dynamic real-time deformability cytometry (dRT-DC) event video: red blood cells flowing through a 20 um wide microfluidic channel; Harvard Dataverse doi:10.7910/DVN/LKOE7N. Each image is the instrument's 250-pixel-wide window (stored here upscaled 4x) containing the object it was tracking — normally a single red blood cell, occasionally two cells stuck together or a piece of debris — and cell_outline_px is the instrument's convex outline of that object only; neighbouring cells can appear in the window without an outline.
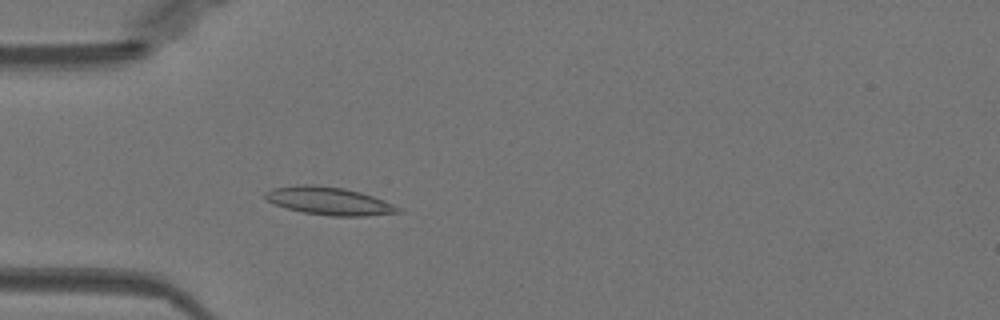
{"species": "Egyptian fruit bat (a non-hibernating species)", "species_latin": "Rousettus aegyptiacus", "temperature_condition": "warm", "stored_images_in_passage": 52, "camera_frame_rate_fps": 3000, "um_per_image_px": 0.085, "animal": {"sex": "female"}, "frame": {"image": 1, "passage_image": 15, "time_ms": 4.667, "image_size_px": [1000, 320], "cell_outline_px": [[400, 212], [364, 216], [328, 216], [304, 212], [288, 208], [276, 204], [268, 200], [264, 196], [264, 192], [276, 188], [304, 184], [312, 184], [344, 188], [360, 192], [384, 200], [400, 208]], "centroid_in_image_um": [27.98, 17.08], "position_along_channel_um": 57.0, "area_um2": 21.21}}
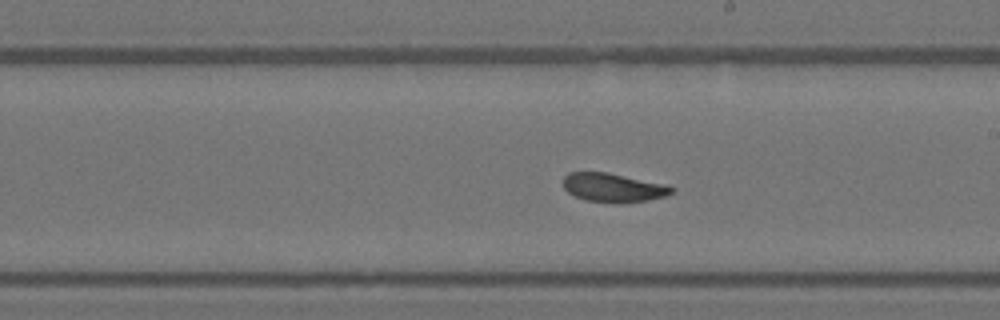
{"frame": {"image": 2, "passage_image": 29, "time_ms": 9.333, "image_size_px": [1000, 320], "cell_outline_px": [[676, 188], [672, 192], [664, 196], [648, 200], [620, 204], [588, 200], [576, 196], [568, 192], [564, 188], [564, 176], [568, 172], [608, 172], [668, 184]], "centroid_in_image_um": [52.17, 15.94], "position_along_channel_um": 236.8, "area_um2": 18.38}}
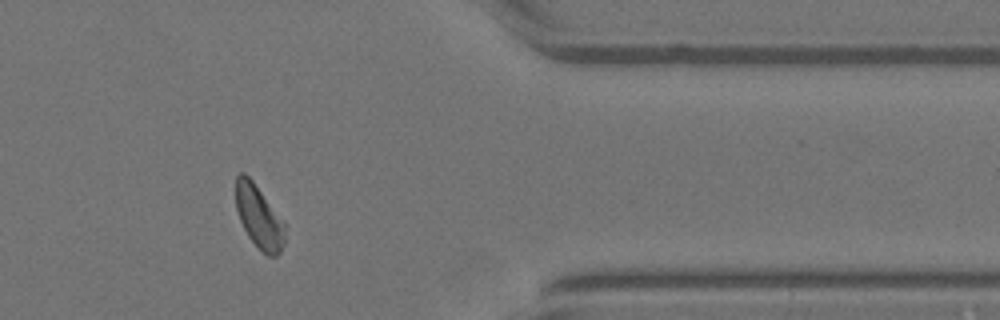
{"frame": {"image": 3, "passage_image": 42, "time_ms": 13.667, "image_size_px": [1000, 320], "cell_outline_px": [[284, 244], [280, 252], [276, 256], [268, 256], [248, 236], [240, 220], [236, 208], [236, 176], [240, 172], [244, 172], [252, 180], [284, 224]], "centroid_in_image_um": [21.98, 18.42], "position_along_channel_um": 389.4, "area_um2": 17.34}}